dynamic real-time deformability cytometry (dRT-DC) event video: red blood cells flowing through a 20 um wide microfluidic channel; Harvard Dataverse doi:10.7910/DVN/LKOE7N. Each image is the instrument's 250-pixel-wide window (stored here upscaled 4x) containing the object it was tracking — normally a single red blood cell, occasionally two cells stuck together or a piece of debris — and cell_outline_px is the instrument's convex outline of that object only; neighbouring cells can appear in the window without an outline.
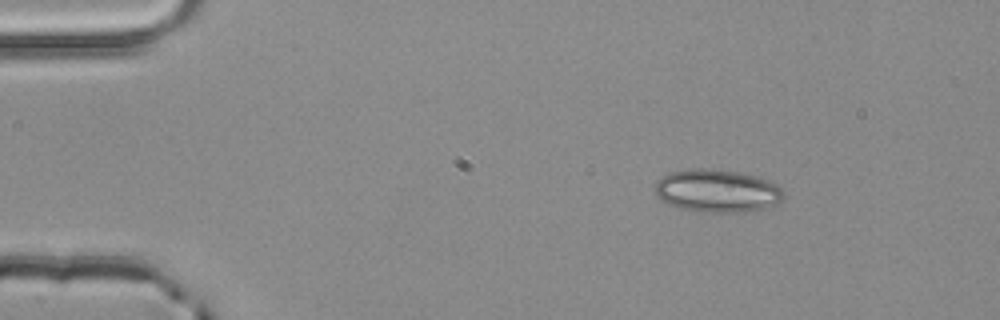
{"species": "common noctule bat (a hibernating species)", "species_latin": "Nyctalus noctula", "temperature_condition": "room temperature", "stored_images_in_passage": 3, "camera_frame_rate_fps": 3000, "um_per_image_px": 0.085, "animal": {"sex": "male", "body_mass_g": 20.4}, "frame": {"image": 1, "passage_image": 1, "time_ms": 0.0, "image_size_px": [1000, 320], "cell_outline_px": [[784, 196], [776, 204], [764, 208], [744, 212], [704, 212], [680, 208], [668, 204], [660, 200], [656, 196], [656, 180], [672, 172], [692, 168], [704, 168], [736, 172], [756, 176], [768, 180], [776, 184], [784, 192]], "centroid_in_image_um": [60.95, 16.23], "position_along_channel_um": 24.1, "area_um2": 31.96}}